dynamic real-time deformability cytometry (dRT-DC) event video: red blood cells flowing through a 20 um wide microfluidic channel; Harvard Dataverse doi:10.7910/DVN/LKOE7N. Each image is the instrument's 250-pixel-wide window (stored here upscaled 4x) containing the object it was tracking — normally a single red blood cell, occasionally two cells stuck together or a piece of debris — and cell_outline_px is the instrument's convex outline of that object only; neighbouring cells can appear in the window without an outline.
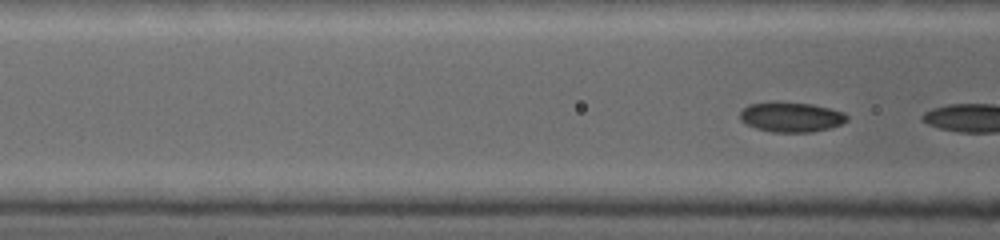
{"species": "common noctule bat (a hibernating species)", "species_latin": "Nyctalus noctula", "temperature_condition": "warm", "stored_images_in_passage": 4, "camera_frame_rate_fps": 5000, "um_per_image_px": 0.085, "animal": {"sex": "female", "body_mass_g": 19.0, "forearm_length_mm": 53.3}, "frame": {"image": 1, "passage_image": 4, "time_ms": 3.6, "image_size_px": [1000, 240], "cell_outline_px": [[848, 120], [840, 124], [828, 128], [812, 132], [772, 132], [756, 128], [740, 120], [740, 112], [748, 104], [776, 100], [780, 100], [812, 104], [844, 112], [848, 116]], "centroid_in_image_um": [67.22, 9.92], "position_along_channel_um": 99.4, "area_um2": 18.9}}